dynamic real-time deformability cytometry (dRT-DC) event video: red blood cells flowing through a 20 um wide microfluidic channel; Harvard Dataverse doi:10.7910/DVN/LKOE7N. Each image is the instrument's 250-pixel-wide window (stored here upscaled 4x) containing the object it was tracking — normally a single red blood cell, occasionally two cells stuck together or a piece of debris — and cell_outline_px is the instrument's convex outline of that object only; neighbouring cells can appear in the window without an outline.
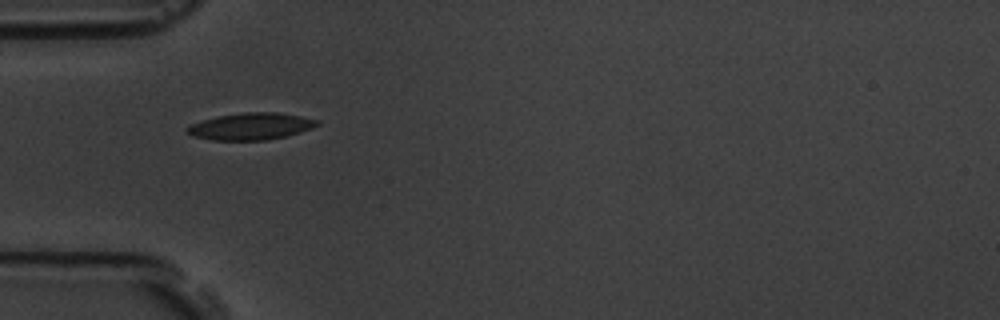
{"species": "common noctule bat (a hibernating species)", "species_latin": "Nyctalus noctula", "temperature_condition": "room temperature", "stored_images_in_passage": 3, "camera_frame_rate_fps": 3000, "um_per_image_px": 0.085, "animal": {"sex": "male", "body_mass_g": 19.5, "forearm_length_mm": 54.6}, "frame": {"image": 1, "passage_image": 2, "time_ms": 1.333, "image_size_px": [1000, 320], "cell_outline_px": [[320, 124], [312, 128], [288, 136], [264, 140], [212, 140], [192, 136], [184, 128], [192, 124], [216, 116], [244, 112], [276, 112], [300, 116], [320, 120]], "centroid_in_image_um": [21.34, 10.74], "position_along_channel_um": 63.7, "area_um2": 20.4}}
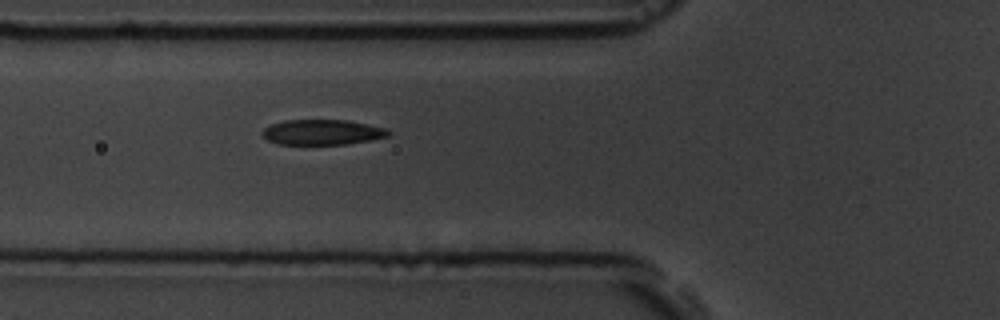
{"frame": {"image": 2, "passage_image": 3, "time_ms": 2.333, "image_size_px": [1000, 320], "cell_outline_px": [[392, 132], [388, 136], [348, 144], [276, 144], [268, 140], [260, 132], [264, 128], [272, 124], [284, 120], [348, 120], [388, 128]], "centroid_in_image_um": [27.41, 11.23], "position_along_channel_um": 98.4, "area_um2": 18.61}}